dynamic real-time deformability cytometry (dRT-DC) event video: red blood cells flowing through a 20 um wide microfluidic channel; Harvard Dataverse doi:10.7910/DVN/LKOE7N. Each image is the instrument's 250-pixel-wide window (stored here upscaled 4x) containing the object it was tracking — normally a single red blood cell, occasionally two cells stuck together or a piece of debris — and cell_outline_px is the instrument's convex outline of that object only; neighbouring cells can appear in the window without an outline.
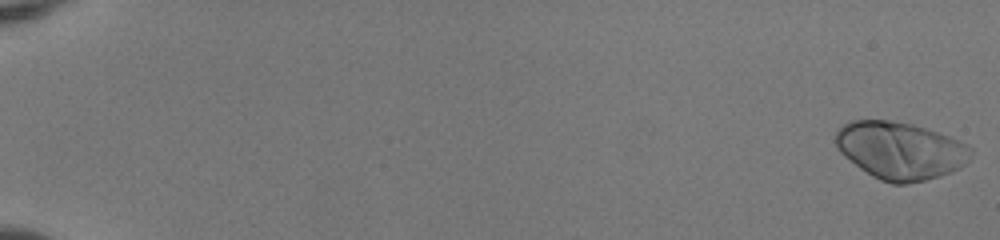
{"species": "human", "species_latin": "Homo sapiens", "temperature_condition": "room temperature", "stored_images_in_passage": 52, "camera_frame_rate_fps": 3000, "um_per_image_px": 0.085, "donor": {"sex": "female"}, "frame": {"image": 1, "passage_image": 1, "time_ms": 0.0, "image_size_px": [1000, 240], "cell_outline_px": [[972, 156], [960, 168], [952, 172], [940, 176], [924, 180], [904, 184], [892, 184], [880, 180], [872, 176], [860, 168], [844, 156], [836, 148], [836, 132], [848, 120], [892, 120], [912, 124], [948, 136], [968, 144], [972, 148]], "centroid_in_image_um": [76.53, 12.79], "position_along_channel_um": 8.5, "area_um2": 45.32}}
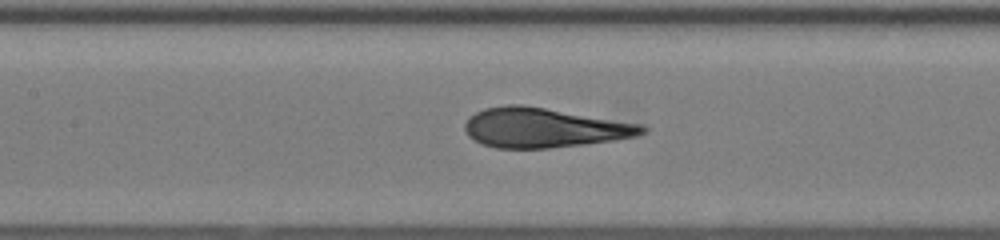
{"frame": {"image": 2, "passage_image": 27, "time_ms": 8.667, "image_size_px": [1000, 240], "cell_outline_px": [[648, 132], [636, 136], [612, 140], [584, 144], [548, 148], [496, 148], [484, 144], [468, 136], [464, 128], [464, 124], [468, 116], [484, 108], [508, 104], [520, 104], [644, 124], [648, 128]], "centroid_in_image_um": [46.24, 10.85], "position_along_channel_um": 161.2, "area_um2": 40.92}}
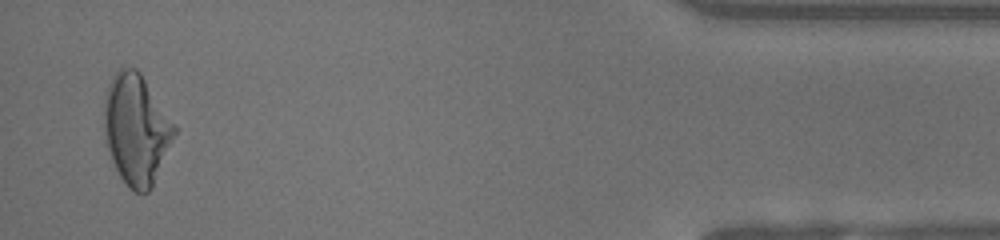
{"frame": {"image": 3, "passage_image": 51, "time_ms": 16.667, "image_size_px": [1000, 240], "cell_outline_px": [[176, 132], [152, 188], [148, 192], [136, 192], [128, 188], [120, 176], [112, 160], [108, 148], [104, 132], [104, 96], [108, 84], [112, 76], [120, 68], [136, 68], [140, 72], [176, 128]], "centroid_in_image_um": [11.56, 11.0], "position_along_channel_um": 423.6, "area_um2": 44.62}, "authors_computed_cell_mechanics": {"area_um2": 41.2692, "velocity_mm_per_s": 4.0529, "shape_relaxation_time_tau1_ms": 5.3844, "shape_relaxation_time_tau2_ms": null, "deformation_change_tau1": 0.2512, "deformation_change_tau2": null}}